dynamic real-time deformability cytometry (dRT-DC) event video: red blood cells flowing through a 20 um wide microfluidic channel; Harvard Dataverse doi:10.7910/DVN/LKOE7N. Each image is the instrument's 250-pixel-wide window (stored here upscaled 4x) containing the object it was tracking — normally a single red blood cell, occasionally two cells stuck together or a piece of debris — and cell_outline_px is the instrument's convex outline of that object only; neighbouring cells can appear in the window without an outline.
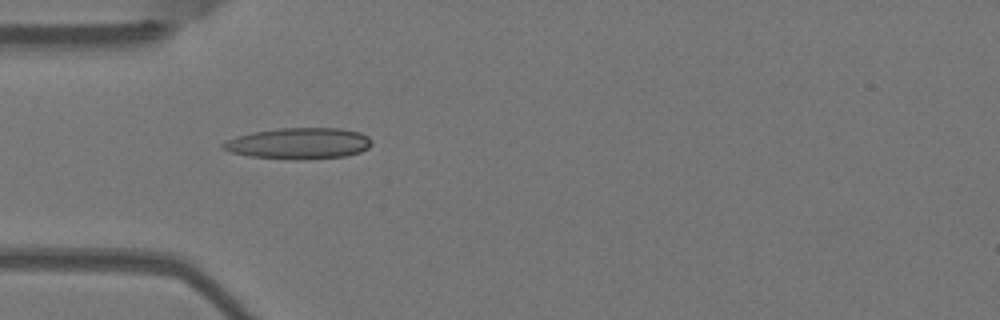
{"species": "Egyptian fruit bat (a non-hibernating species)", "species_latin": "Rousettus aegyptiacus", "temperature_condition": "warm", "stored_images_in_passage": 6, "camera_frame_rate_fps": 3000, "um_per_image_px": 0.085, "animal": {"sex": "female"}, "frame": {"image": 1, "passage_image": 5, "time_ms": 1.333, "image_size_px": [1000, 320], "cell_outline_px": [[372, 144], [368, 148], [360, 152], [344, 156], [304, 160], [296, 160], [252, 156], [232, 152], [220, 148], [220, 144], [236, 136], [256, 132], [280, 128], [340, 128], [360, 132], [368, 136], [372, 140]], "centroid_in_image_um": [25.44, 12.19], "position_along_channel_um": 59.6, "area_um2": 26.99}}
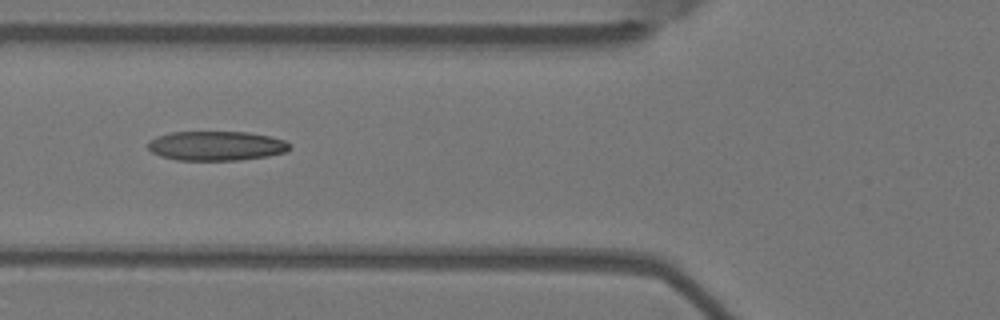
{"frame": {"image": 2, "passage_image": 6, "time_ms": 1.667, "image_size_px": [1000, 320], "cell_outline_px": [[292, 148], [288, 152], [268, 156], [240, 160], [176, 160], [160, 156], [152, 152], [148, 148], [148, 140], [156, 136], [172, 132], [248, 132], [272, 136], [284, 140], [292, 144]], "centroid_in_image_um": [18.43, 12.39], "position_along_channel_um": 107.4, "area_um2": 24.68}}